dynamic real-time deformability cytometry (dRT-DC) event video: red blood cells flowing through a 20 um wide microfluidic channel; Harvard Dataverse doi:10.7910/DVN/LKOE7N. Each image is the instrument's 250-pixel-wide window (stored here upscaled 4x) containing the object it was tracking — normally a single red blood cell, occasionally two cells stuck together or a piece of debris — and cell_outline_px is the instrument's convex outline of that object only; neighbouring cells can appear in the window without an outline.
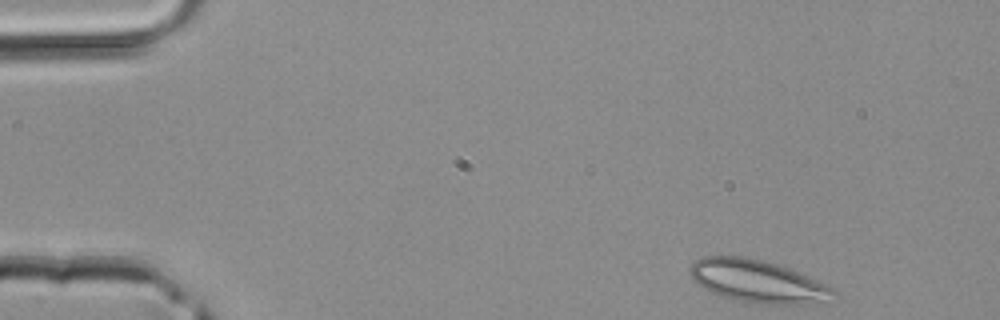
{"species": "common noctule bat (a hibernating species)", "species_latin": "Nyctalus noctula", "temperature_condition": "room temperature", "stored_images_in_passage": 40, "camera_frame_rate_fps": 3000, "um_per_image_px": 0.085, "animal": {"sex": "male", "body_mass_g": 20.4}, "frame": {"image": 1, "passage_image": 1, "time_ms": 0.0, "image_size_px": [1000, 320], "cell_outline_px": [[840, 292], [824, 300], [812, 304], [744, 304], [708, 292], [692, 280], [688, 272], [688, 268], [696, 260], [704, 256], [744, 256], [764, 260], [788, 268], [828, 284], [836, 288]], "centroid_in_image_um": [64.36, 23.93], "position_along_channel_um": 20.6, "area_um2": 36.41}}
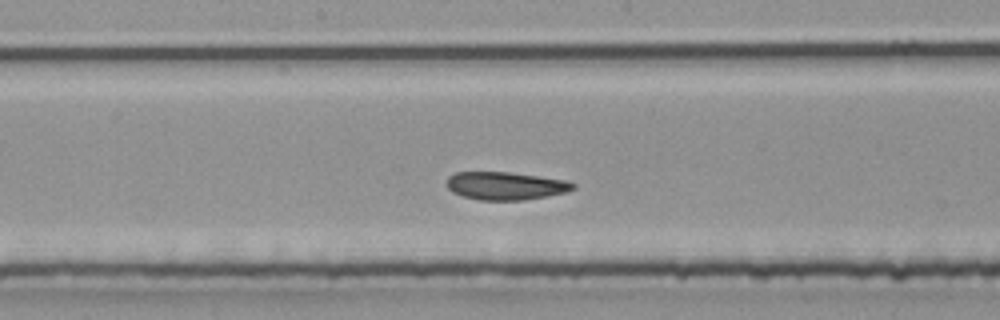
{"frame": {"image": 2, "passage_image": 19, "time_ms": 6.0, "image_size_px": [1000, 320], "cell_outline_px": [[576, 188], [568, 192], [524, 200], [480, 200], [464, 196], [452, 192], [448, 188], [448, 176], [456, 172], [508, 172], [564, 180], [576, 184]], "centroid_in_image_um": [42.98, 15.8], "position_along_channel_um": 205.2, "area_um2": 20.4}}
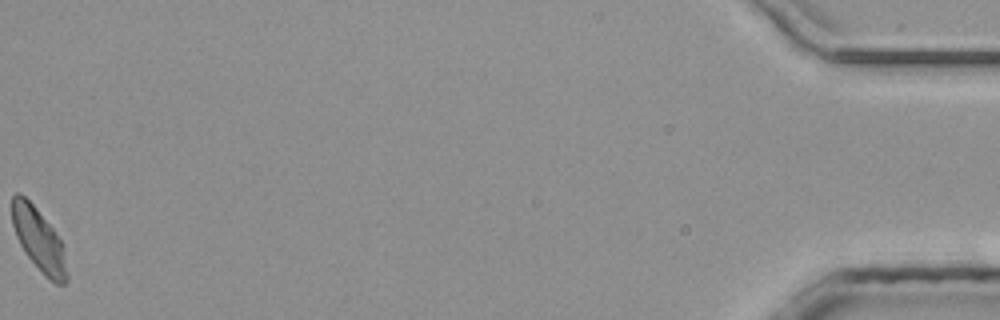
{"frame": {"image": 3, "passage_image": 40, "time_ms": 13.0, "image_size_px": [1000, 320], "cell_outline_px": [[68, 280], [64, 284], [56, 284], [44, 276], [28, 256], [20, 244], [16, 236], [12, 224], [12, 196], [16, 192], [20, 192], [36, 208], [52, 228], [64, 244], [68, 276]], "centroid_in_image_um": [3.32, 20.4], "position_along_channel_um": 431.9, "area_um2": 20.17}}